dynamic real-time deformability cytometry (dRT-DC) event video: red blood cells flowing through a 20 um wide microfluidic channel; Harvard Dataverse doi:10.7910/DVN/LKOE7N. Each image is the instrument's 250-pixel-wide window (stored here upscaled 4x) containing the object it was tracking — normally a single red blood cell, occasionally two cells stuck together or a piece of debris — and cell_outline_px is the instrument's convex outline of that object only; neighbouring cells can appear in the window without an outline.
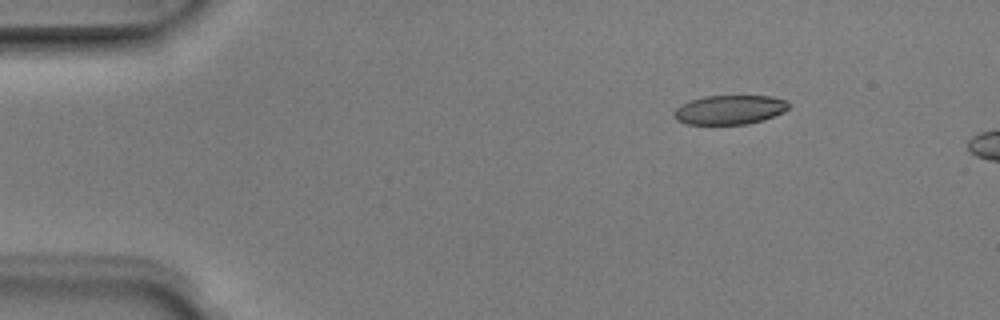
{"species": "Egyptian fruit bat (a non-hibernating species)", "species_latin": "Rousettus aegyptiacus", "temperature_condition": "room temperature", "stored_images_in_passage": 3, "camera_frame_rate_fps": 3000, "um_per_image_px": 0.085, "animal": {"sex": "male"}, "frame": {"image": 1, "passage_image": 1, "time_ms": 0.0, "image_size_px": [1000, 320], "cell_outline_px": [[792, 104], [784, 112], [764, 120], [748, 124], [684, 124], [676, 120], [672, 116], [672, 112], [680, 104], [688, 100], [704, 96], [772, 96], [788, 100]], "centroid_in_image_um": [62.01, 9.32], "position_along_channel_um": 23.0, "area_um2": 20.0}}